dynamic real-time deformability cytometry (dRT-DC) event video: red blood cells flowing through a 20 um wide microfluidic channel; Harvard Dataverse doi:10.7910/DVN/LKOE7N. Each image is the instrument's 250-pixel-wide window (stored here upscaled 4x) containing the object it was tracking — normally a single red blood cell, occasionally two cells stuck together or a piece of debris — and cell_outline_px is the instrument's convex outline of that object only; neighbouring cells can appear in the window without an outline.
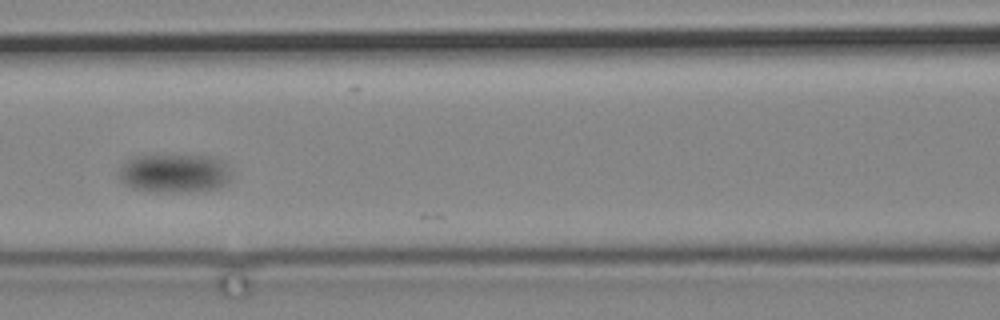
{"species": "common noctule bat (a hibernating species)", "species_latin": "Nyctalus noctula", "temperature_condition": "cold", "stored_images_in_passage": 9, "camera_frame_rate_fps": 3000, "um_per_image_px": 0.085, "animal": {"sex": "male", "body_mass_g": 19.2, "forearm_length_mm": 51.8}, "frame": {"image": 1, "passage_image": 4, "time_ms": 4.333, "image_size_px": [1000, 320], "cell_outline_px": [[232, 176], [224, 184], [216, 188], [180, 192], [152, 192], [132, 188], [124, 184], [116, 176], [116, 172], [128, 160], [136, 156], [208, 156], [224, 164]], "centroid_in_image_um": [14.73, 14.75], "position_along_channel_um": 151.9, "area_um2": 25.03}}
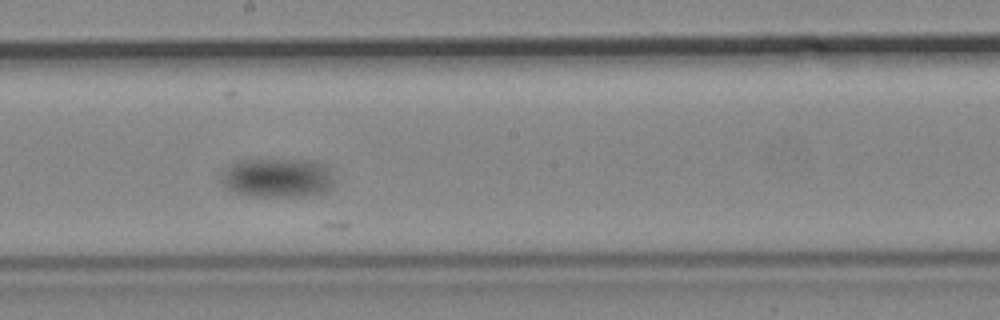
{"frame": {"image": 2, "passage_image": 6, "time_ms": 7.667, "image_size_px": [1000, 320], "cell_outline_px": [[332, 188], [328, 192], [304, 196], [248, 196], [232, 192], [224, 184], [224, 172], [228, 164], [236, 160], [312, 160], [320, 164], [324, 168], [332, 180]], "centroid_in_image_um": [23.54, 15.13], "position_along_channel_um": 224.7, "area_um2": 25.43}}
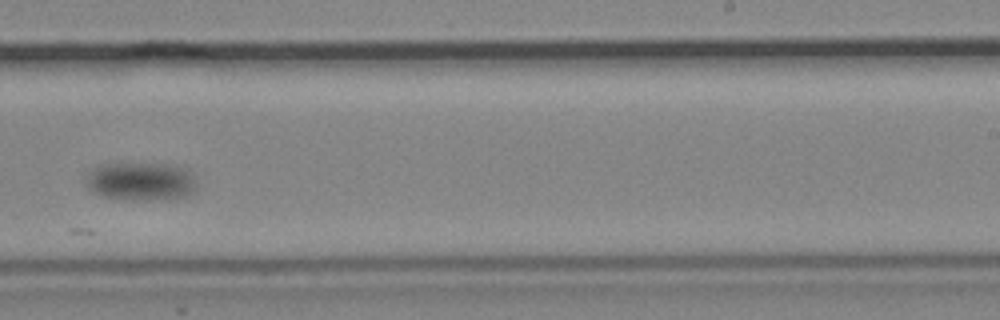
{"frame": {"image": 3, "passage_image": 8, "time_ms": 10.0, "image_size_px": [1000, 320], "cell_outline_px": [[196, 188], [192, 192], [184, 196], [152, 200], [124, 200], [100, 196], [92, 192], [84, 184], [92, 168], [100, 164], [184, 164], [192, 168], [196, 184]], "centroid_in_image_um": [12.01, 15.4], "position_along_channel_um": 277.0, "area_um2": 25.37}}